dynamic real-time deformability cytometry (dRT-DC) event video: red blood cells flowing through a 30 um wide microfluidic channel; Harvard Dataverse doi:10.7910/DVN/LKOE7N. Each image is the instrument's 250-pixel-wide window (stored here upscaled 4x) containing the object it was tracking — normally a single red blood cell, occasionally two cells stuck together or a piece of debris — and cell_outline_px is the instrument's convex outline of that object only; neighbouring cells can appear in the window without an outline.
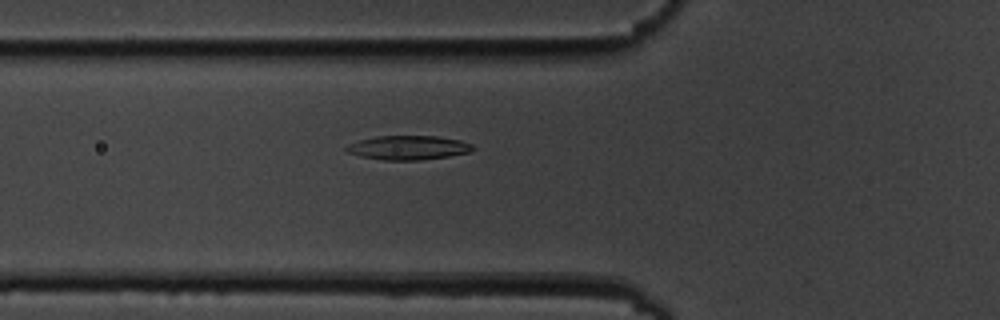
{"species": "common noctule bat (a hibernating species)", "species_latin": "Nyctalus noctula", "temperature_condition": "cold", "stored_images_in_passage": 4, "camera_frame_rate_fps": 3000, "um_per_image_px": 0.085, "animal": {"sex": "male", "body_mass_g": 19.5, "forearm_length_mm": 54.6}, "frame": {"image": 1, "passage_image": 4, "time_ms": 4.333, "image_size_px": [1000, 320], "cell_outline_px": [[476, 148], [468, 152], [448, 156], [420, 160], [384, 160], [360, 156], [348, 152], [344, 148], [348, 144], [360, 140], [376, 136], [436, 136], [460, 140], [472, 144]], "centroid_in_image_um": [34.7, 12.55], "position_along_channel_um": 91.1, "area_um2": 17.69}}